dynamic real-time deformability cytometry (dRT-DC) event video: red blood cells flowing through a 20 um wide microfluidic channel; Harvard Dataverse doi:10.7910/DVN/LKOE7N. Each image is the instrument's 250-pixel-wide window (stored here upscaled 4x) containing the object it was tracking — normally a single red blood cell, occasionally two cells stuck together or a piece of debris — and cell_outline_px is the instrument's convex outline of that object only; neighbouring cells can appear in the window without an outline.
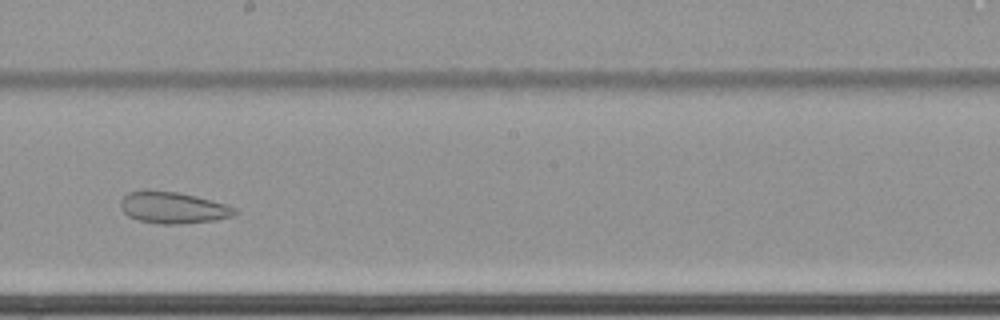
{"species": "common noctule bat (a hibernating species)", "species_latin": "Nyctalus noctula", "temperature_condition": "cold", "stored_images_in_passage": 67, "camera_frame_rate_fps": 3000, "um_per_image_px": 0.085, "animal": {"sex": "female", "body_mass_g": 22.7, "forearm_length_mm": 54.2}, "frame": {"image": 1, "passage_image": 42, "time_ms": 13.667, "image_size_px": [1000, 320], "cell_outline_px": [[240, 212], [232, 216], [216, 220], [180, 224], [160, 224], [140, 220], [128, 216], [120, 208], [120, 200], [128, 192], [144, 188], [148, 188], [180, 192], [196, 196], [224, 204], [236, 208]], "centroid_in_image_um": [14.67, 17.62], "position_along_channel_um": 233.5, "area_um2": 21.44}}
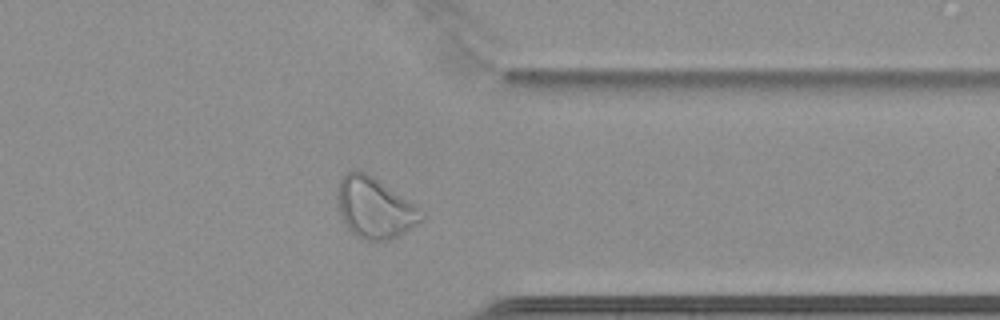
{"frame": {"image": 2, "passage_image": 55, "time_ms": 18.0, "image_size_px": [1000, 320], "cell_outline_px": [[424, 220], [400, 236], [388, 240], [360, 240], [348, 232], [340, 216], [336, 196], [336, 188], [340, 180], [348, 172], [356, 168], [372, 176], [416, 204], [420, 208], [424, 216]], "centroid_in_image_um": [31.83, 17.69], "position_along_channel_um": 379.6, "area_um2": 30.4}}
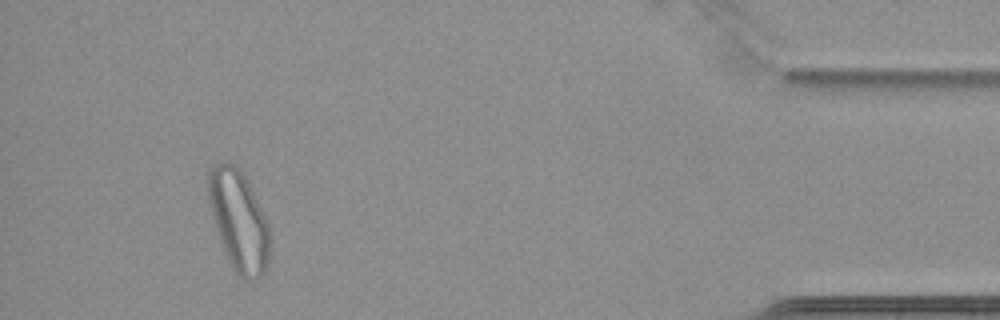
{"frame": {"image": 3, "passage_image": 63, "time_ms": 20.667, "image_size_px": [1000, 320], "cell_outline_px": [[268, 260], [264, 272], [260, 276], [252, 280], [244, 280], [232, 268], [224, 252], [216, 228], [208, 196], [208, 172], [216, 164], [236, 164], [244, 172], [268, 220]], "centroid_in_image_um": [20.3, 18.74], "position_along_channel_um": 414.9, "area_um2": 35.66}}